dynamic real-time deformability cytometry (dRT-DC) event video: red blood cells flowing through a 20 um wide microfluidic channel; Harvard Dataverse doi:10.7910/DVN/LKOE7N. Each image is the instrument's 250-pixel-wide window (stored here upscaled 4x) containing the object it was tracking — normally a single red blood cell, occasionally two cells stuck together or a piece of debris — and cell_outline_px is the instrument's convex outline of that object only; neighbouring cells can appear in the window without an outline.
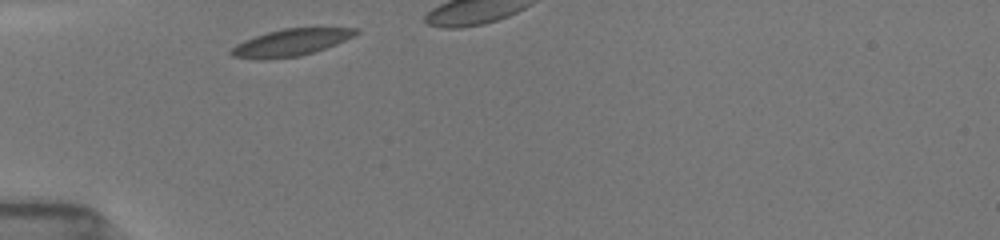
{"species": "common noctule bat (a hibernating species)", "species_latin": "Nyctalus noctula", "temperature_condition": "room temperature", "stored_images_in_passage": 11, "camera_frame_rate_fps": 3000, "um_per_image_px": 0.085, "animal": {"sex": "female", "body_mass_g": 19.5, "forearm_length_mm": 54.1}, "frame": {"image": 1, "passage_image": 1, "time_ms": 0.0, "image_size_px": [1000, 240], "cell_outline_px": [[360, 32], [336, 44], [300, 56], [268, 60], [260, 60], [232, 56], [228, 52], [236, 44], [244, 40], [268, 32], [284, 28], [360, 28]], "centroid_in_image_um": [24.68, 3.62], "position_along_channel_um": 60.3, "area_um2": 19.48}}
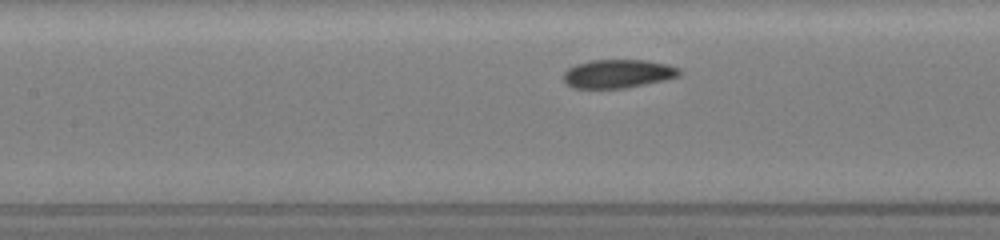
{"frame": {"image": 2, "passage_image": 8, "time_ms": 2.667, "image_size_px": [1000, 240], "cell_outline_px": [[680, 76], [664, 80], [624, 88], [572, 88], [564, 80], [564, 72], [568, 68], [576, 64], [592, 60], [648, 60], [668, 64], [680, 68]], "centroid_in_image_um": [52.54, 6.26], "position_along_channel_um": 154.9, "area_um2": 19.25}}